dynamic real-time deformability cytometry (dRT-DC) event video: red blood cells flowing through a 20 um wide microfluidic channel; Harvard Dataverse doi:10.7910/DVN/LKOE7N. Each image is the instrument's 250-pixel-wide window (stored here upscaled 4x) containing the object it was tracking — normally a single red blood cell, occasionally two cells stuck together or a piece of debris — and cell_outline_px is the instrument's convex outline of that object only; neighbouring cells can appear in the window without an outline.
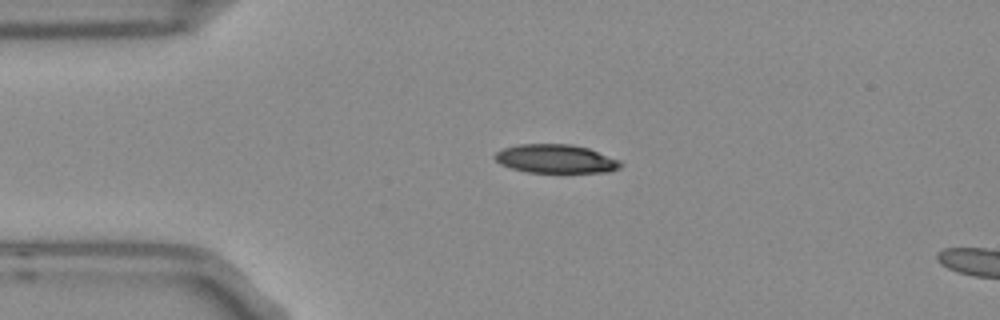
{"species": "Egyptian fruit bat (a non-hibernating species)", "species_latin": "Rousettus aegyptiacus", "temperature_condition": "room temperature", "stored_images_in_passage": 44, "segment_of_instrument_passage": [1, 2], "camera_frame_rate_fps": 3000, "um_per_image_px": 0.085, "frame": {"image": 1, "passage_image": 1, "time_ms": 0.0, "image_size_px": [1000, 320], "cell_outline_px": [[624, 164], [620, 168], [608, 172], [528, 172], [512, 168], [500, 164], [492, 156], [496, 152], [504, 148], [520, 144], [572, 144], [588, 148], [620, 160]], "centroid_in_image_um": [47.25, 13.5], "position_along_channel_um": 37.7, "area_um2": 20.98}}
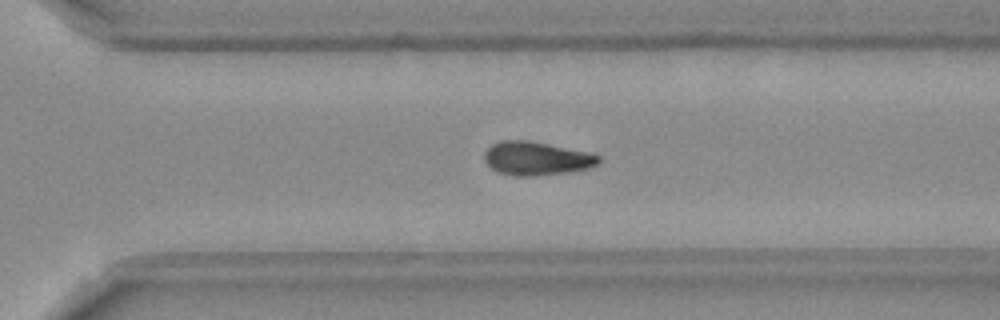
{"frame": {"image": 2, "passage_image": 26, "time_ms": 8.333, "image_size_px": [1000, 320], "cell_outline_px": [[600, 164], [588, 168], [568, 172], [532, 176], [516, 176], [500, 172], [492, 168], [484, 160], [484, 152], [492, 144], [500, 140], [528, 140], [588, 152], [600, 156]], "centroid_in_image_um": [45.6, 13.46], "position_along_channel_um": 325.0, "area_um2": 22.25}}
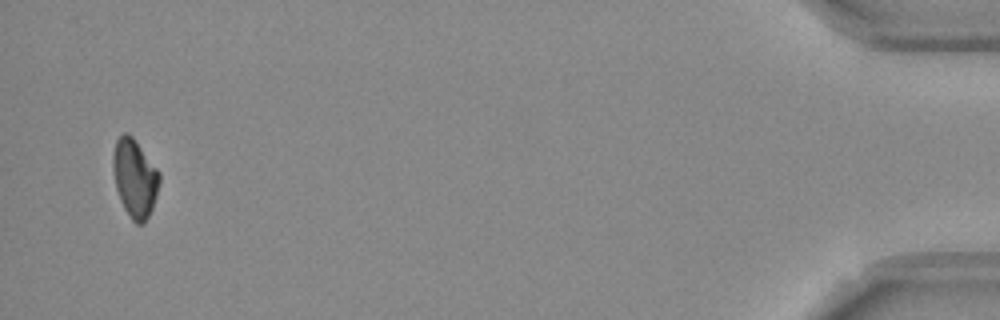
{"frame": {"image": 3, "passage_image": 41, "time_ms": 13.333, "image_size_px": [1000, 320], "cell_outline_px": [[160, 180], [156, 196], [152, 208], [144, 224], [136, 224], [132, 220], [124, 208], [120, 200], [116, 188], [112, 168], [112, 152], [116, 140], [124, 132], [128, 132], [132, 136], [160, 172]], "centroid_in_image_um": [11.44, 15.13], "position_along_channel_um": 423.8, "area_um2": 21.21}}